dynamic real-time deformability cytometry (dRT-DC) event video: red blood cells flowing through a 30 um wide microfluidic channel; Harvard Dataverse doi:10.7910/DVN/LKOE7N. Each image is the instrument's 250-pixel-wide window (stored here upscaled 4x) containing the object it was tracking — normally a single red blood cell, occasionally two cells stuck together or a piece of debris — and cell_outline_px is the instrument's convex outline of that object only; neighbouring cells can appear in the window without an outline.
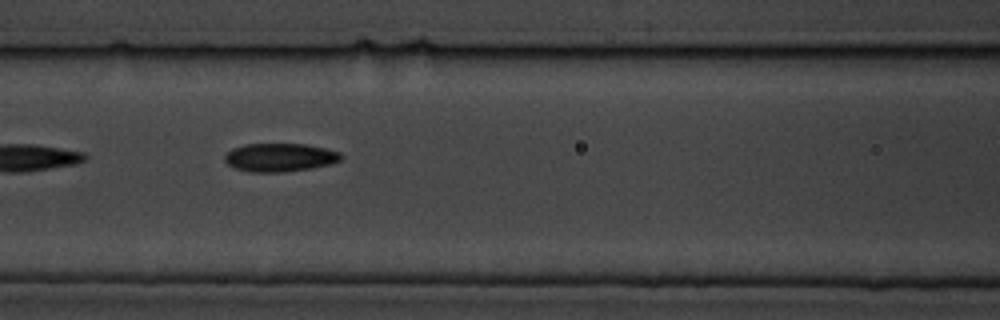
{"species": "common noctule bat (a hibernating species)", "species_latin": "Nyctalus noctula", "temperature_condition": "cold", "stored_images_in_passage": 9, "camera_frame_rate_fps": 3000, "um_per_image_px": 0.085, "animal": {"sex": "male", "body_mass_g": 19.5, "forearm_length_mm": 54.6}, "frame": {"image": 1, "passage_image": 7, "time_ms": 8.0, "image_size_px": [1000, 320], "cell_outline_px": [[344, 156], [340, 160], [332, 164], [312, 168], [284, 172], [252, 172], [236, 168], [228, 164], [224, 160], [224, 156], [232, 148], [244, 144], [304, 144], [324, 148], [340, 152]], "centroid_in_image_um": [23.8, 13.38], "position_along_channel_um": 142.8, "area_um2": 19.25}}
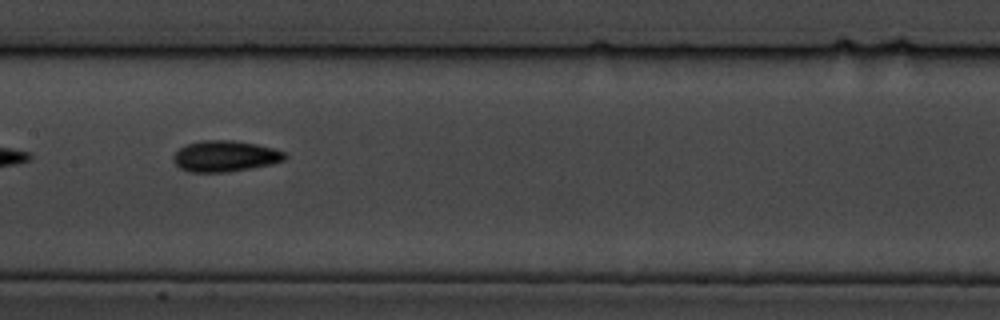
{"frame": {"image": 2, "passage_image": 8, "time_ms": 9.333, "image_size_px": [1000, 320], "cell_outline_px": [[288, 156], [284, 160], [272, 164], [228, 172], [188, 172], [180, 168], [172, 160], [172, 156], [180, 148], [188, 144], [200, 140], [232, 140], [256, 144], [272, 148], [284, 152]], "centroid_in_image_um": [19.11, 13.28], "position_along_channel_um": 188.3, "area_um2": 20.17}}